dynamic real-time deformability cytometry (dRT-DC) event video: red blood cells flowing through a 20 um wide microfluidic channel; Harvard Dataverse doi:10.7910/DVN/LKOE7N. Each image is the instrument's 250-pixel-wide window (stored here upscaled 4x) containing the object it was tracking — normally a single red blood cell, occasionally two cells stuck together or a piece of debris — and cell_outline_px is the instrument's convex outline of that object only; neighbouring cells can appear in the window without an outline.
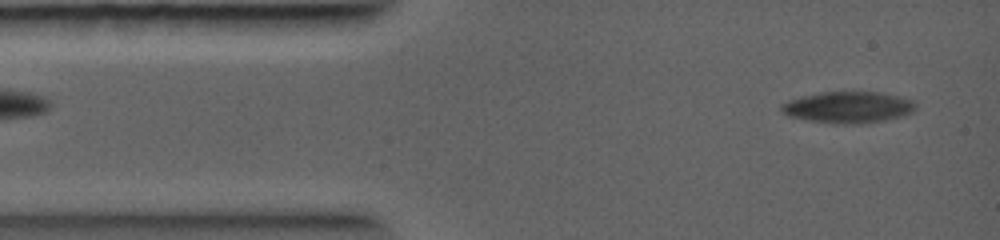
{"species": "common noctule bat (a hibernating species)", "species_latin": "Nyctalus noctula", "temperature_condition": "warm", "stored_images_in_passage": 23, "camera_frame_rate_fps": 5000, "um_per_image_px": 0.085, "animal": {"sex": "female", "body_mass_g": 19.0, "forearm_length_mm": 56.7}, "frame": {"image": 1, "passage_image": 2, "time_ms": 0.2, "image_size_px": [1000, 240], "cell_outline_px": [[916, 108], [912, 112], [900, 116], [884, 120], [860, 124], [836, 124], [808, 120], [788, 116], [780, 112], [780, 104], [788, 100], [800, 96], [824, 92], [880, 92], [912, 100], [916, 104]], "centroid_in_image_um": [72.03, 9.12], "position_along_channel_um": 13.0, "area_um2": 24.62}}
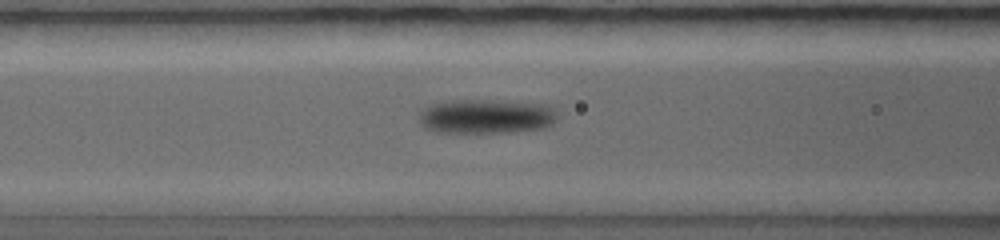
{"frame": {"image": 2, "passage_image": 18, "time_ms": 3.2, "image_size_px": [1000, 240], "cell_outline_px": [[556, 120], [552, 124], [544, 128], [508, 132], [436, 132], [424, 128], [420, 124], [420, 112], [424, 108], [440, 100], [488, 100], [552, 104], [556, 108]], "centroid_in_image_um": [41.34, 9.88], "position_along_channel_um": 125.3, "area_um2": 28.09}}
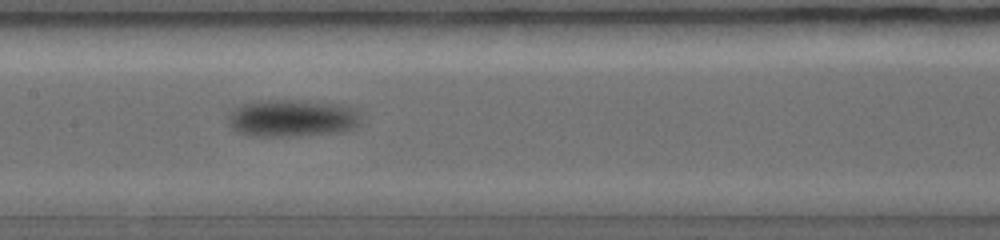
{"frame": {"image": 3, "passage_image": 22, "time_ms": 4.2, "image_size_px": [1000, 240], "cell_outline_px": [[360, 124], [356, 128], [340, 132], [292, 136], [248, 136], [232, 128], [228, 124], [228, 116], [236, 108], [244, 104], [268, 100], [296, 100], [336, 104], [356, 108], [360, 116]], "centroid_in_image_um": [24.87, 10.06], "position_along_channel_um": 182.5, "area_um2": 28.73}}